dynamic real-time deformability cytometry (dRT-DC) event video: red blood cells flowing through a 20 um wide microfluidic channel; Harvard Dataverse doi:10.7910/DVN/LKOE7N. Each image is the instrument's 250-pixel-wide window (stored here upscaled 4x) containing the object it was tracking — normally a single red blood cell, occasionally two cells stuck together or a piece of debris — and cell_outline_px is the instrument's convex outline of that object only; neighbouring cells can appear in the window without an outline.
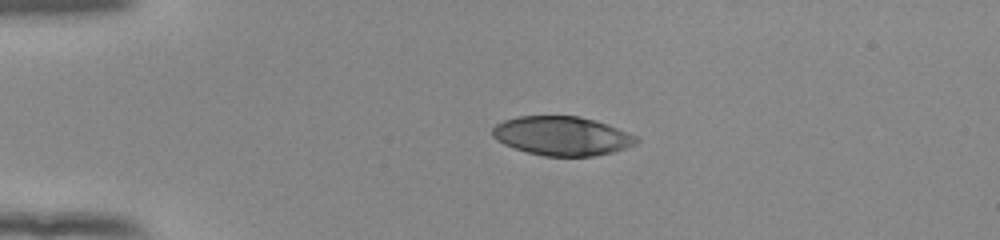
{"species": "human", "species_latin": "Homo sapiens", "temperature_condition": "room temperature", "stored_images_in_passage": 41, "camera_frame_rate_fps": 3000, "um_per_image_px": 0.085, "donor": {"sex": "female"}, "frame": {"image": 1, "passage_image": 1, "time_ms": 0.0, "image_size_px": [1000, 240], "cell_outline_px": [[640, 140], [636, 144], [612, 152], [592, 156], [544, 156], [528, 152], [504, 144], [496, 140], [492, 136], [492, 128], [496, 124], [504, 120], [516, 116], [576, 116], [608, 124], [628, 132], [636, 136]], "centroid_in_image_um": [47.76, 11.55], "position_along_channel_um": 37.2, "area_um2": 32.6}}
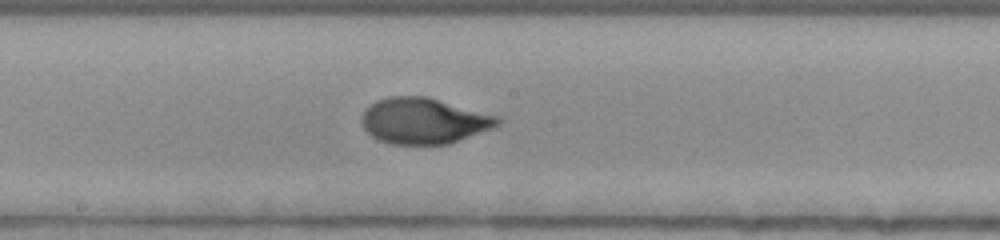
{"frame": {"image": 2, "passage_image": 18, "time_ms": 5.667, "image_size_px": [1000, 240], "cell_outline_px": [[500, 124], [492, 128], [448, 144], [392, 144], [380, 140], [372, 136], [364, 128], [360, 120], [364, 108], [376, 100], [388, 96], [428, 96], [500, 116]], "centroid_in_image_um": [36.01, 10.25], "position_along_channel_um": 212.2, "area_um2": 36.59}}
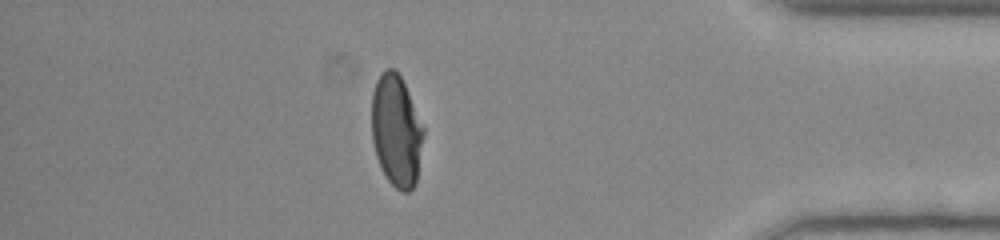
{"frame": {"image": 3, "passage_image": 35, "time_ms": 11.333, "image_size_px": [1000, 240], "cell_outline_px": [[424, 136], [416, 184], [408, 192], [400, 192], [388, 180], [376, 156], [372, 140], [372, 92], [376, 80], [384, 68], [396, 68], [408, 92], [424, 128]], "centroid_in_image_um": [33.69, 11.1], "position_along_channel_um": 401.5, "area_um2": 33.87}, "authors_computed_cell_mechanics": {"area_um2": 35.7782, "velocity_mm_per_s": 3.9132, "shape_relaxation_time_tau1_ms": 5.2277, "shape_relaxation_time_tau2_ms": null, "deformation_change_tau1": 0.2412, "deformation_change_tau2": null}}